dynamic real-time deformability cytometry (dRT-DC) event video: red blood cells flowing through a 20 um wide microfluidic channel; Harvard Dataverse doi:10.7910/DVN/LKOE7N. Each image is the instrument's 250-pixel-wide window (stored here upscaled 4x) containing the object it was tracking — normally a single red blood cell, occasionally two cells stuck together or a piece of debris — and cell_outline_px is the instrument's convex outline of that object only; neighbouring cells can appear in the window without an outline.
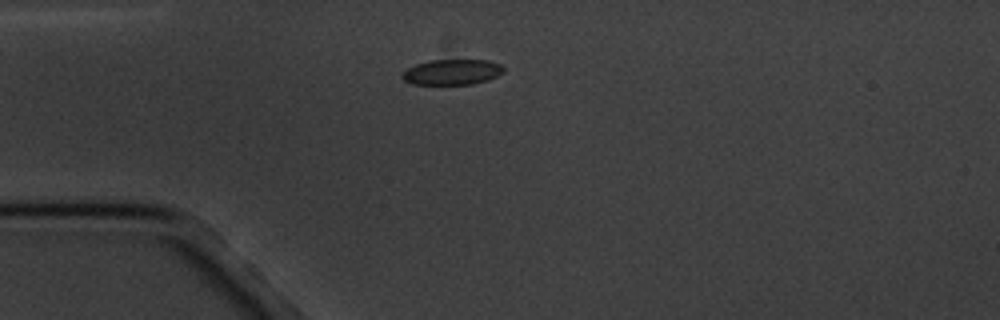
{"species": "common noctule bat (a hibernating species)", "species_latin": "Nyctalus noctula", "temperature_condition": "cold", "stored_images_in_passage": 13, "camera_frame_rate_fps": 3000, "um_per_image_px": 0.085, "animal": {"sex": "male", "body_mass_g": 20.1, "forearm_length_mm": 53.5}, "frame": {"image": 1, "passage_image": 1, "time_ms": 0.0, "image_size_px": [1000, 320], "cell_outline_px": [[504, 72], [488, 80], [472, 84], [412, 84], [404, 80], [400, 76], [408, 68], [416, 64], [428, 60], [488, 60], [500, 64], [504, 68]], "centroid_in_image_um": [38.43, 6.12], "position_along_channel_um": 46.6, "area_um2": 15.03}}
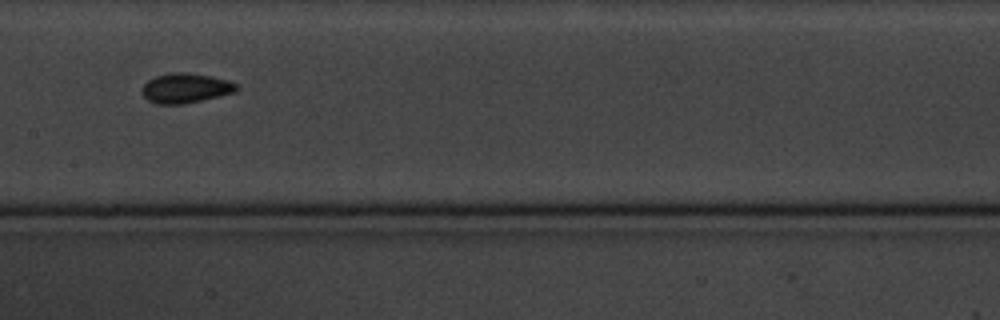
{"frame": {"image": 2, "passage_image": 5, "time_ms": 4.667, "image_size_px": [1000, 320], "cell_outline_px": [[236, 92], [184, 104], [156, 104], [148, 100], [140, 92], [140, 88], [148, 80], [156, 76], [172, 72], [188, 72], [212, 76], [228, 80], [236, 84]], "centroid_in_image_um": [15.73, 7.48], "position_along_channel_um": 191.7, "area_um2": 16.47}}
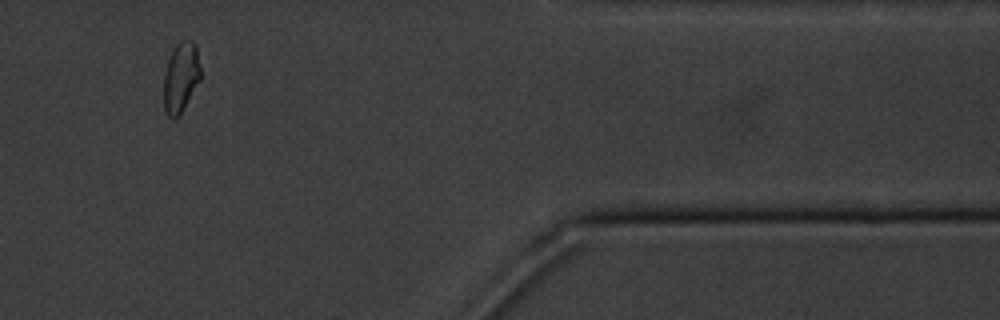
{"frame": {"image": 3, "passage_image": 11, "time_ms": 11.667, "image_size_px": [1000, 320], "cell_outline_px": [[200, 80], [180, 116], [168, 116], [164, 108], [164, 76], [168, 60], [176, 44], [180, 40], [192, 40], [196, 44], [200, 68]], "centroid_in_image_um": [15.38, 6.55], "position_along_channel_um": 396.0, "area_um2": 14.97}}